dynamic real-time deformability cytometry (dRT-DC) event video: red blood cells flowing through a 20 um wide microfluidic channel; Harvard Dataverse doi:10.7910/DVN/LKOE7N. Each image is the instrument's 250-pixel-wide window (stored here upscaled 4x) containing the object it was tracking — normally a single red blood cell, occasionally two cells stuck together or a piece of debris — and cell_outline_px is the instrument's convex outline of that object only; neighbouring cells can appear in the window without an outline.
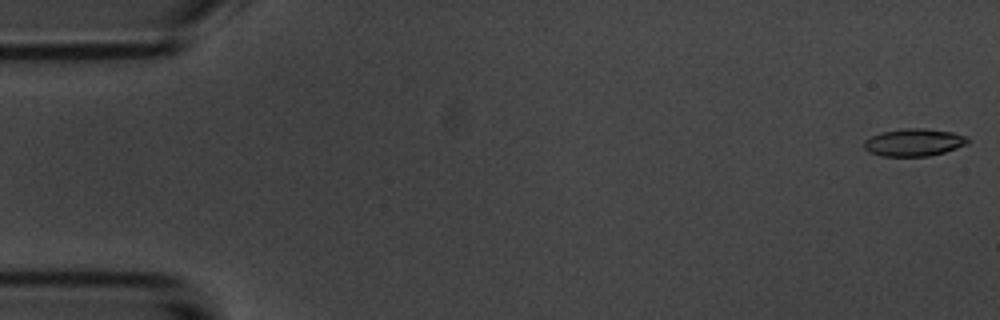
{"species": "common noctule bat (a hibernating species)", "species_latin": "Nyctalus noctula", "temperature_condition": "room temperature", "stored_images_in_passage": 54, "camera_frame_rate_fps": 3000, "um_per_image_px": 0.085, "animal": {"sex": "male", "body_mass_g": 20.1, "forearm_length_mm": 53.5}, "frame": {"image": 1, "passage_image": 1, "time_ms": 0.0, "image_size_px": [1000, 320], "cell_outline_px": [[972, 140], [968, 144], [944, 152], [928, 156], [884, 156], [868, 152], [864, 148], [864, 140], [880, 132], [900, 128], [924, 128], [952, 132], [968, 136]], "centroid_in_image_um": [77.71, 12.09], "position_along_channel_um": 7.3, "area_um2": 16.82}}
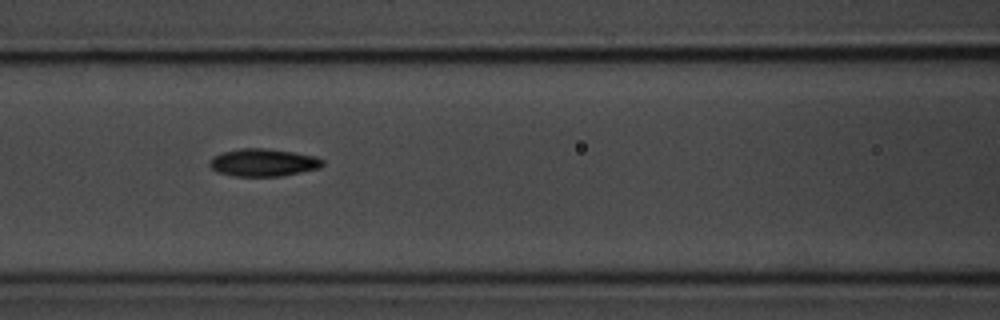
{"frame": {"image": 2, "passage_image": 23, "time_ms": 7.333, "image_size_px": [1000, 320], "cell_outline_px": [[324, 164], [320, 168], [284, 176], [236, 176], [216, 172], [208, 164], [212, 156], [224, 152], [240, 148], [264, 148], [292, 152], [316, 156], [324, 160]], "centroid_in_image_um": [22.39, 13.82], "position_along_channel_um": 144.2, "area_um2": 18.26}}
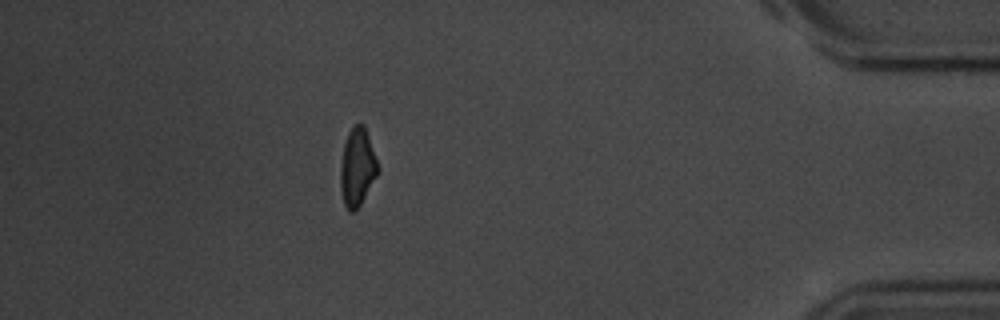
{"frame": {"image": 3, "passage_image": 48, "time_ms": 15.667, "image_size_px": [1000, 320], "cell_outline_px": [[380, 168], [376, 176], [360, 204], [352, 212], [348, 212], [344, 204], [340, 188], [340, 164], [344, 144], [348, 132], [356, 124], [364, 124]], "centroid_in_image_um": [30.36, 14.21], "position_along_channel_um": 404.8, "area_um2": 16.88}}